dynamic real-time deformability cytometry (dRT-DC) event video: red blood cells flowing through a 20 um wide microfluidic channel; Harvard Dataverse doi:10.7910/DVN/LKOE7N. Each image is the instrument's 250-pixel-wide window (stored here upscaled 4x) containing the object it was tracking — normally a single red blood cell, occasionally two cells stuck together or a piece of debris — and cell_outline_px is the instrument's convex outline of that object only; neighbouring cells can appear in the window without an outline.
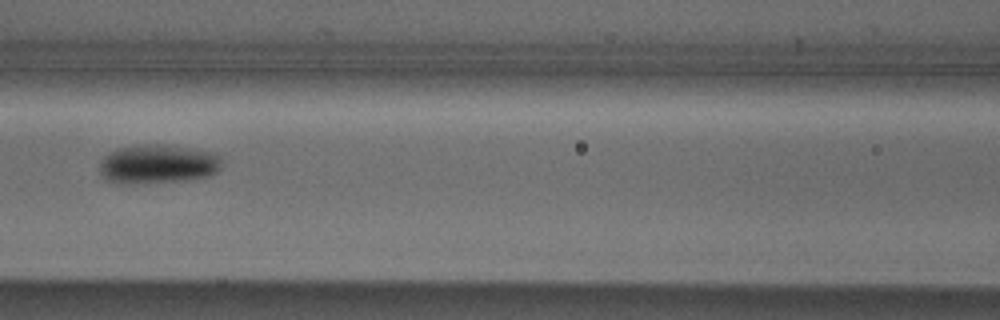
{"species": "Egyptian fruit bat (a non-hibernating species)", "species_latin": "Rousettus aegyptiacus", "temperature_condition": "cold", "stored_images_in_passage": 9, "camera_frame_rate_fps": 3000, "um_per_image_px": 0.085, "animal": {"sex": "male"}, "frame": {"image": 1, "passage_image": 6, "time_ms": 6.667, "image_size_px": [1000, 320], "cell_outline_px": [[220, 164], [216, 172], [208, 176], [188, 180], [132, 184], [116, 184], [108, 180], [100, 172], [100, 160], [108, 152], [116, 148], [144, 144], [160, 144], [216, 152], [220, 156]], "centroid_in_image_um": [13.38, 13.95], "position_along_channel_um": 153.2, "area_um2": 28.03}}
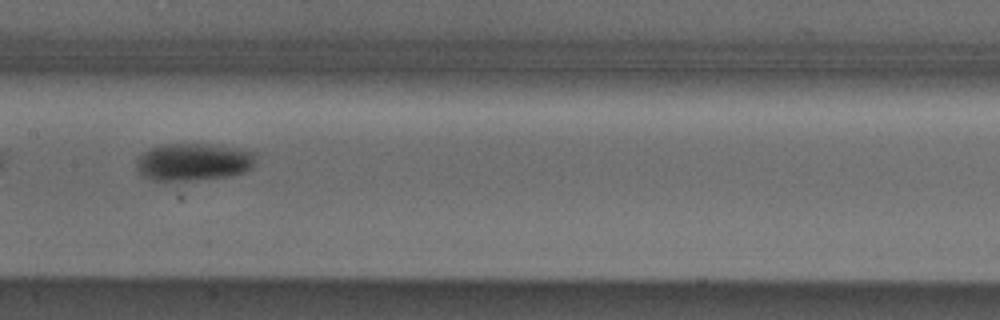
{"frame": {"image": 2, "passage_image": 7, "time_ms": 7.667, "image_size_px": [1000, 320], "cell_outline_px": [[256, 152], [252, 168], [244, 172], [228, 176], [164, 184], [140, 176], [136, 168], [136, 160], [148, 148], [160, 144], [208, 144], [236, 148]], "centroid_in_image_um": [16.35, 13.8], "position_along_channel_um": 191.0, "area_um2": 26.82}}
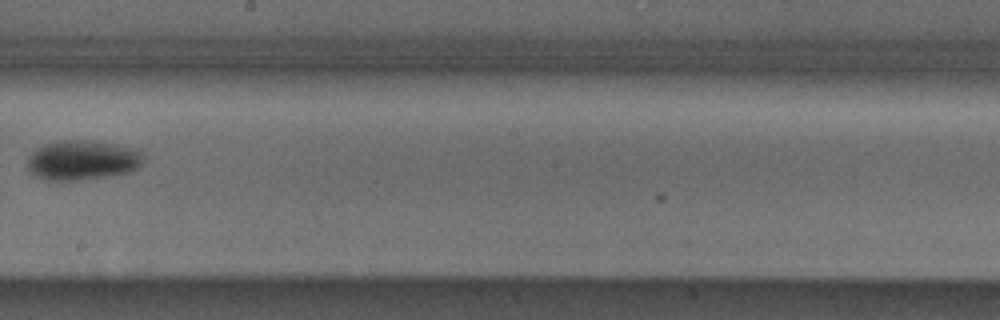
{"frame": {"image": 3, "passage_image": 8, "time_ms": 9.0, "image_size_px": [1000, 320], "cell_outline_px": [[144, 160], [132, 172], [108, 176], [80, 180], [44, 180], [36, 176], [28, 168], [28, 160], [32, 152], [44, 144], [60, 140], [92, 140], [136, 148], [144, 156]], "centroid_in_image_um": [7.03, 13.61], "position_along_channel_um": 241.2, "area_um2": 26.93}}